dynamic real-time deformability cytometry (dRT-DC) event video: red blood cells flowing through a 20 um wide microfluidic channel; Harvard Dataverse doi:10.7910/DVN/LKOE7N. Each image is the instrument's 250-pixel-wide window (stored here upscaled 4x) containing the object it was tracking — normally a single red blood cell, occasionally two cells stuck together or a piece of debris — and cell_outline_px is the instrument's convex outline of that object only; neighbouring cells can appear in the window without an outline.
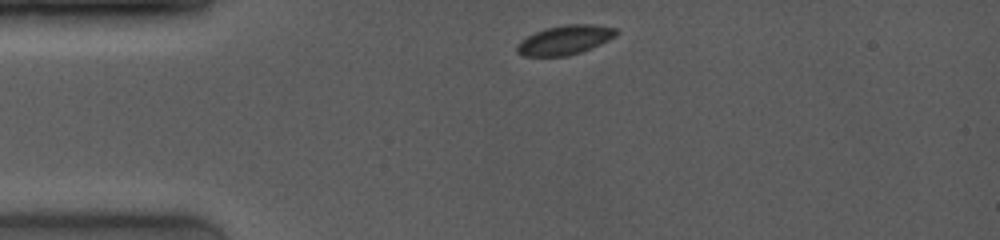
{"species": "common noctule bat (a hibernating species)", "species_latin": "Nyctalus noctula", "temperature_condition": "room temperature", "stored_images_in_passage": 8, "camera_frame_rate_fps": 4000, "um_per_image_px": 0.085, "animal": {"sex": "female", "body_mass_g": 19.0, "forearm_length_mm": 53.3}, "frame": {"image": 1, "passage_image": 1, "time_ms": 0.0, "image_size_px": [1000, 240], "cell_outline_px": [[620, 32], [616, 36], [600, 44], [580, 52], [568, 56], [524, 56], [516, 52], [516, 44], [520, 40], [536, 32], [548, 28], [568, 24], [592, 24], [616, 28]], "centroid_in_image_um": [48.02, 3.4], "position_along_channel_um": 37.0, "area_um2": 16.88}}